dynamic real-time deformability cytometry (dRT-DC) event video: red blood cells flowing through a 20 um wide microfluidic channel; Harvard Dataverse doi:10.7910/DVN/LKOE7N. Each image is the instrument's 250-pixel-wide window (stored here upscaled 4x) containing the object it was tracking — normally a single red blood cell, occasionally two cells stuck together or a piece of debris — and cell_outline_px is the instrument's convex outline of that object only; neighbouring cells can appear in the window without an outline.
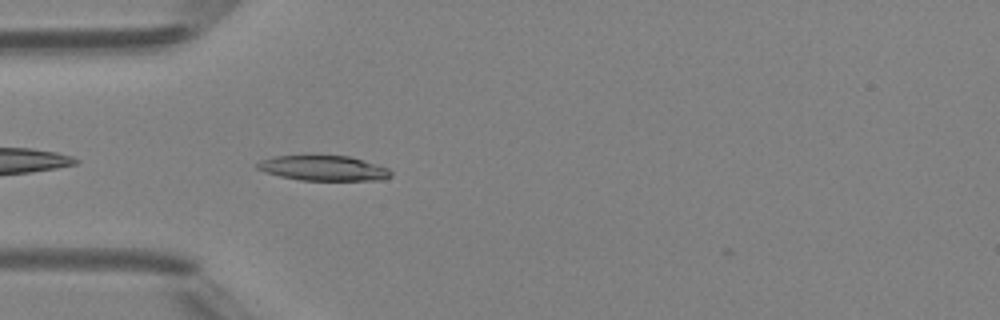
{"species": "Egyptian fruit bat (a non-hibernating species)", "species_latin": "Rousettus aegyptiacus", "temperature_condition": "room temperature", "stored_images_in_passage": 1, "camera_frame_rate_fps": 3000, "um_per_image_px": 0.085, "animal": {"sex": "female"}, "frame": {"image": 1, "passage_image": 1, "time_ms": 0.0, "image_size_px": [1000, 320], "cell_outline_px": [[392, 176], [384, 180], [300, 180], [280, 176], [264, 172], [256, 168], [256, 164], [260, 160], [276, 156], [312, 152], [348, 156], [388, 168], [392, 172]], "centroid_in_image_um": [27.44, 14.24], "position_along_channel_um": 57.6, "area_um2": 20.4}}